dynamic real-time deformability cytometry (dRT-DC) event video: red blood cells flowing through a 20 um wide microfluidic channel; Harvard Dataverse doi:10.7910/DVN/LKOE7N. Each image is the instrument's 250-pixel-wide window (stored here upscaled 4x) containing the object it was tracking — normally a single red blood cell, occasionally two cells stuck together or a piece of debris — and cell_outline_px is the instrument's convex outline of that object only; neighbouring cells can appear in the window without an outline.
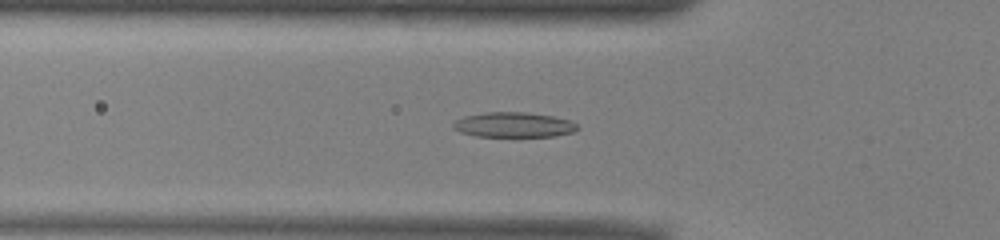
{"species": "common noctule bat (a hibernating species)", "species_latin": "Nyctalus noctula", "temperature_condition": "warm", "stored_images_in_passage": 44, "camera_frame_rate_fps": 3000, "um_per_image_px": 0.085, "animal": {"sex": "male", "body_mass_g": 13.0, "forearm_length_mm": 53.1}, "frame": {"image": 1, "passage_image": 10, "time_ms": 3.0, "image_size_px": [1000, 240], "cell_outline_px": [[580, 128], [572, 132], [556, 136], [476, 136], [460, 132], [452, 128], [452, 124], [456, 120], [464, 116], [484, 112], [524, 112], [552, 116], [568, 120], [576, 124]], "centroid_in_image_um": [43.63, 10.6], "position_along_channel_um": 82.2, "area_um2": 18.03}}
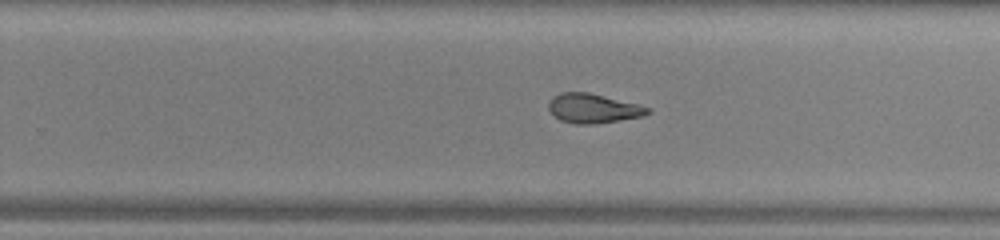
{"frame": {"image": 2, "passage_image": 25, "time_ms": 8.0, "image_size_px": [1000, 240], "cell_outline_px": [[652, 112], [644, 116], [592, 124], [576, 124], [560, 120], [548, 108], [548, 104], [552, 96], [560, 92], [588, 92], [640, 104], [652, 108]], "centroid_in_image_um": [50.45, 9.2], "position_along_channel_um": 279.3, "area_um2": 17.05}}
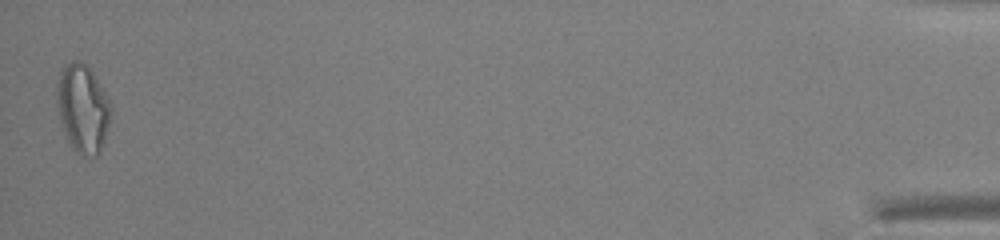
{"frame": {"image": 3, "passage_image": 44, "time_ms": 14.333, "image_size_px": [1000, 240], "cell_outline_px": [[112, 112], [104, 140], [100, 152], [96, 156], [80, 156], [68, 144], [60, 120], [56, 100], [56, 84], [60, 68], [64, 64], [72, 60], [80, 60], [88, 64], [112, 104]], "centroid_in_image_um": [7.02, 9.18], "position_along_channel_um": 428.2, "area_um2": 28.5}, "authors_computed_cell_mechanics": {"area_um2": 17.9758, "velocity_mm_per_s": 3.9472, "shape_relaxation_time_tau1_ms": null, "shape_relaxation_time_tau2_ms": 4.4837, "deformation_change_tau1": null, "deformation_change_tau2": 0.1099}}